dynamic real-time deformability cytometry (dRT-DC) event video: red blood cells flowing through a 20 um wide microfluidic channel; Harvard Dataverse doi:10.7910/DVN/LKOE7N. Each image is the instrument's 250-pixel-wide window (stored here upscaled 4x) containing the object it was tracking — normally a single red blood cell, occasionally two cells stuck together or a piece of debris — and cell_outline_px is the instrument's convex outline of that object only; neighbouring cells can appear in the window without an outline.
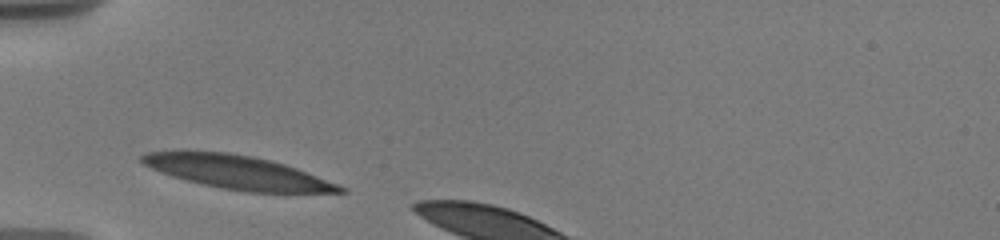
{"species": "human", "species_latin": "Homo sapiens", "temperature_condition": "warm", "stored_images_in_passage": 2, "camera_frame_rate_fps": 3000, "um_per_image_px": 0.085, "donor": {"sex": "male"}, "frame": {"image": 1, "passage_image": 1, "time_ms": 0.0, "image_size_px": [1000, 240], "cell_outline_px": [[348, 192], [244, 192], [220, 188], [172, 176], [152, 168], [144, 164], [140, 160], [140, 156], [148, 152], [180, 148], [188, 148], [228, 152], [252, 156], [284, 164], [296, 168], [340, 184], [348, 188]], "centroid_in_image_um": [20.12, 14.6], "position_along_channel_um": 64.9, "area_um2": 39.19}}